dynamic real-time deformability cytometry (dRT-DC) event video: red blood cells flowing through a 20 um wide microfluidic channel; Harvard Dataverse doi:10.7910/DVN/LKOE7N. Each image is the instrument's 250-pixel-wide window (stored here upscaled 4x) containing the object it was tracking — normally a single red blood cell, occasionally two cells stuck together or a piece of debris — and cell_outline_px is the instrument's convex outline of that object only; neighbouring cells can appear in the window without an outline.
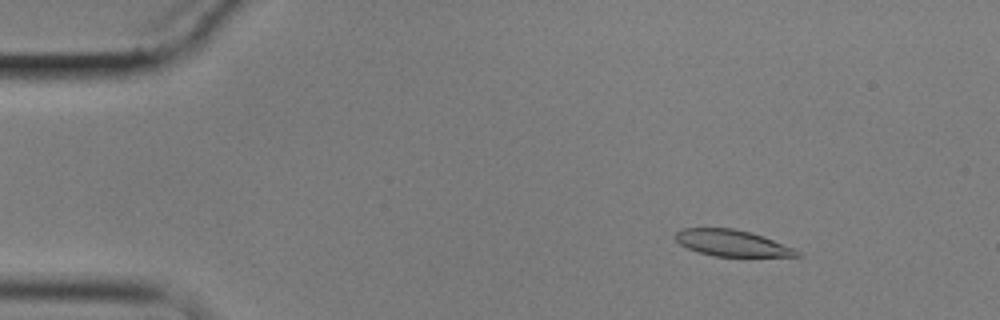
{"species": "common noctule bat (a hibernating species)", "species_latin": "Nyctalus noctula", "temperature_condition": "cold", "stored_images_in_passage": 9, "camera_frame_rate_fps": 3000, "um_per_image_px": 0.085, "animal": {"sex": "male", "body_mass_g": 17.9}, "frame": {"image": 1, "passage_image": 3, "time_ms": 2.333, "image_size_px": [1000, 320], "cell_outline_px": [[804, 256], [712, 256], [688, 248], [680, 244], [676, 240], [676, 232], [680, 228], [732, 228], [764, 236], [792, 248], [800, 252]], "centroid_in_image_um": [62.2, 20.66], "position_along_channel_um": 22.8, "area_um2": 18.38}}
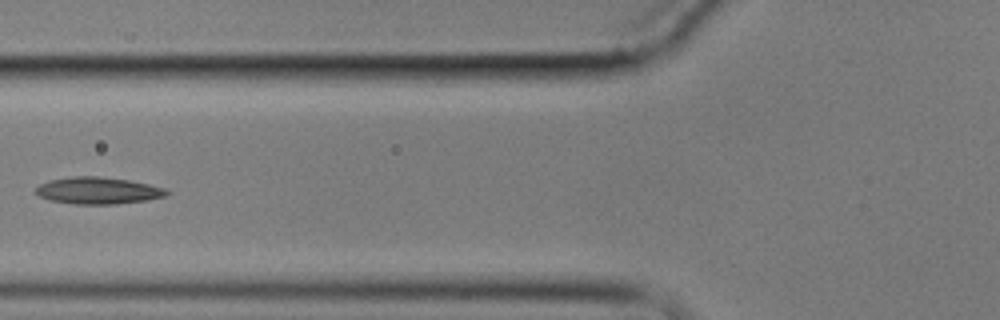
{"frame": {"image": 2, "passage_image": 7, "time_ms": 7.333, "image_size_px": [1000, 320], "cell_outline_px": [[168, 192], [164, 196], [148, 200], [116, 204], [76, 204], [52, 200], [40, 196], [36, 192], [36, 188], [40, 184], [52, 180], [72, 176], [100, 176], [128, 180], [148, 184], [164, 188]], "centroid_in_image_um": [8.34, 16.2], "position_along_channel_um": 117.5, "area_um2": 20.17}}
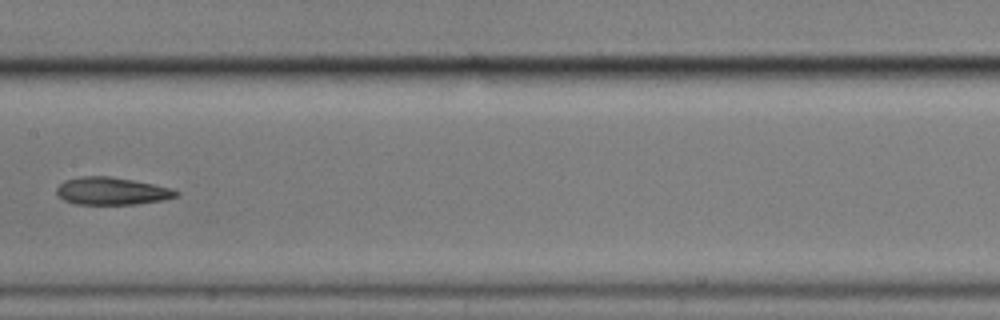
{"frame": {"image": 3, "passage_image": 9, "time_ms": 9.667, "image_size_px": [1000, 320], "cell_outline_px": [[180, 192], [176, 196], [164, 200], [136, 204], [76, 204], [64, 200], [56, 196], [56, 188], [64, 180], [80, 176], [108, 176], [156, 184], [172, 188]], "centroid_in_image_um": [9.49, 16.24], "position_along_channel_um": 197.9, "area_um2": 19.31}}